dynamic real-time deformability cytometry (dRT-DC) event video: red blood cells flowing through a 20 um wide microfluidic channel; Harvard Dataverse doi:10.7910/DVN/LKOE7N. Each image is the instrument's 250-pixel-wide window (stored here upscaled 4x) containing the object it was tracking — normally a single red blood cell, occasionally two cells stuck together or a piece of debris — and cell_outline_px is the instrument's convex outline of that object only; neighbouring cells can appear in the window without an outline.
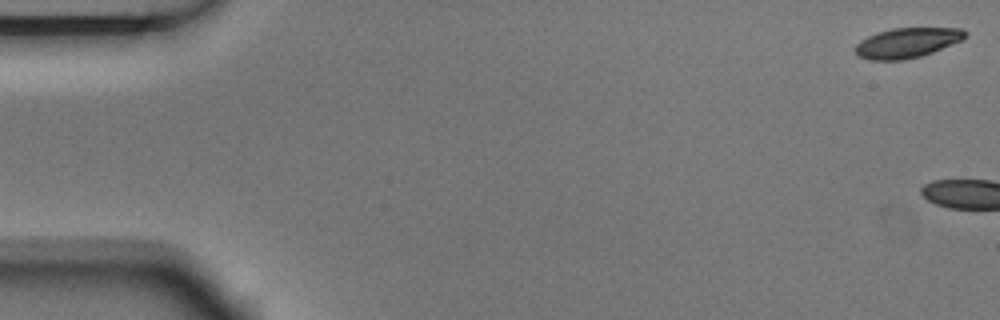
{"species": "Egyptian fruit bat (a non-hibernating species)", "species_latin": "Rousettus aegyptiacus", "temperature_condition": "room temperature", "stored_images_in_passage": 11, "camera_frame_rate_fps": 3000, "um_per_image_px": 0.085, "animal": {"sex": "male"}, "frame": {"image": 1, "passage_image": 1, "time_ms": 0.0, "image_size_px": [1000, 320], "cell_outline_px": [[964, 36], [960, 40], [932, 52], [920, 56], [904, 60], [868, 60], [856, 56], [856, 44], [860, 40], [876, 32], [892, 28], [964, 28]], "centroid_in_image_um": [77.02, 3.64], "position_along_channel_um": 8.0, "area_um2": 19.02}}
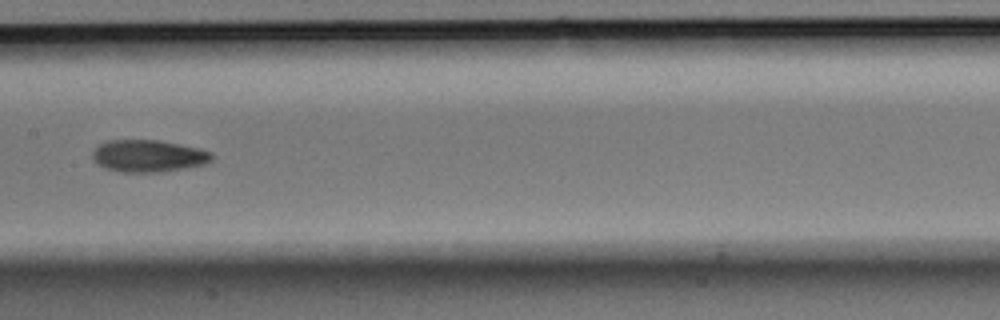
{"frame": {"image": 2, "passage_image": 8, "time_ms": 2.333, "image_size_px": [1000, 320], "cell_outline_px": [[216, 156], [212, 160], [204, 164], [164, 172], [120, 172], [104, 168], [96, 164], [92, 160], [92, 152], [100, 144], [108, 140], [160, 140], [200, 148], [212, 152]], "centroid_in_image_um": [12.62, 13.26], "position_along_channel_um": 194.8, "area_um2": 22.66}}
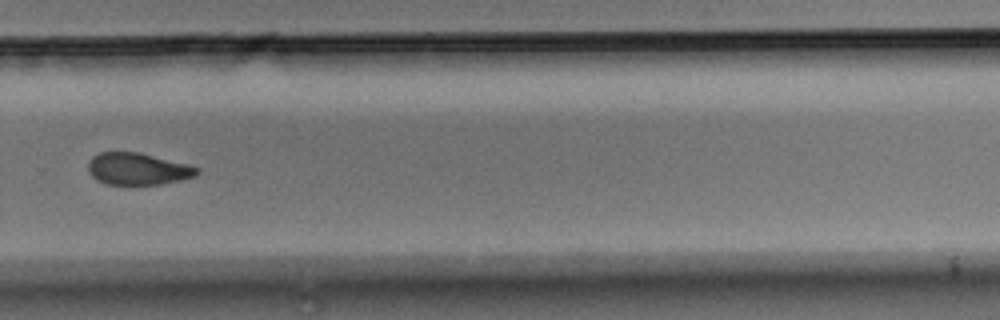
{"frame": {"image": 3, "passage_image": 11, "time_ms": 3.333, "image_size_px": [1000, 320], "cell_outline_px": [[200, 172], [196, 176], [180, 180], [160, 184], [104, 184], [96, 180], [88, 172], [88, 160], [92, 156], [100, 152], [140, 152], [188, 164], [200, 168]], "centroid_in_image_um": [11.7, 14.35], "position_along_channel_um": 318.1, "area_um2": 20.46}}